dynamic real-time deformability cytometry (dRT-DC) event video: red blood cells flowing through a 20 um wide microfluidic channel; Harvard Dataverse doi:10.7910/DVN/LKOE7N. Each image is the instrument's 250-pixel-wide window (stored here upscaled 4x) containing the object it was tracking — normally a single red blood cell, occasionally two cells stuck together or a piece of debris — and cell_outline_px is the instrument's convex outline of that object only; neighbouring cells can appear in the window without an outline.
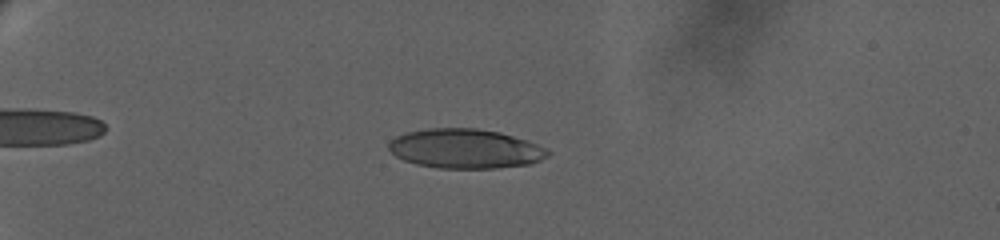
{"species": "human", "species_latin": "Homo sapiens", "temperature_condition": "warm", "stored_images_in_passage": 72, "camera_frame_rate_fps": 3000, "um_per_image_px": 0.085, "donor": {"sex": "female"}, "frame": {"image": 1, "passage_image": 29, "time_ms": 6.667, "image_size_px": [1000, 240], "cell_outline_px": [[552, 152], [548, 156], [540, 160], [528, 164], [496, 168], [440, 168], [416, 164], [404, 160], [396, 156], [388, 148], [388, 144], [396, 136], [408, 132], [428, 128], [476, 128], [500, 132], [528, 140]], "centroid_in_image_um": [39.56, 12.63], "position_along_channel_um": 45.4, "area_um2": 36.47}}
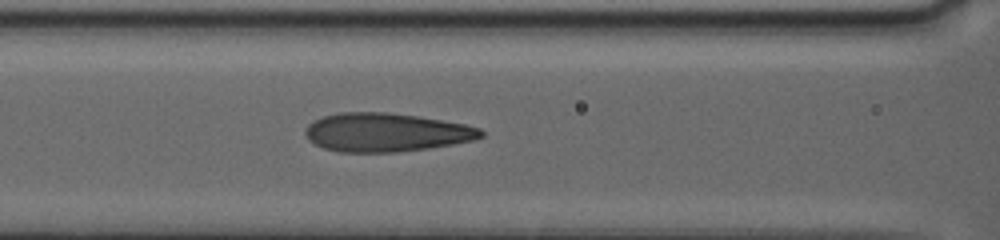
{"frame": {"image": 2, "passage_image": 48, "time_ms": 11.333, "image_size_px": [1000, 240], "cell_outline_px": [[484, 136], [472, 140], [452, 144], [428, 148], [396, 152], [340, 152], [324, 148], [308, 140], [304, 132], [304, 128], [312, 120], [324, 116], [340, 112], [388, 112], [416, 116], [464, 124], [480, 128], [484, 132]], "centroid_in_image_um": [32.77, 11.25], "position_along_channel_um": 133.8, "area_um2": 39.48}}
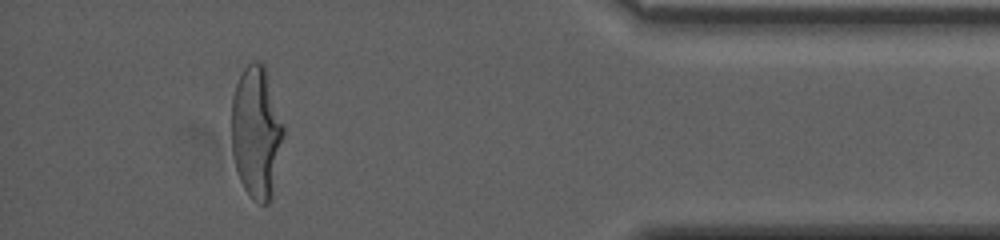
{"frame": {"image": 3, "passage_image": 65, "time_ms": 21.0, "image_size_px": [1000, 240], "cell_outline_px": [[284, 136], [272, 196], [268, 204], [260, 204], [244, 188], [240, 180], [236, 168], [232, 152], [232, 96], [236, 84], [244, 68], [252, 60], [260, 60], [264, 64], [284, 124]], "centroid_in_image_um": [21.8, 11.21], "position_along_channel_um": 413.4, "area_um2": 40.06}, "authors_computed_cell_mechanics": {"area_um2": 38.0324, "velocity_mm_per_s": 3.2352, "shape_relaxation_time_tau1_ms": 6.2862, "shape_relaxation_time_tau2_ms": null, "deformation_change_tau1": 0.2477, "deformation_change_tau2": null}}